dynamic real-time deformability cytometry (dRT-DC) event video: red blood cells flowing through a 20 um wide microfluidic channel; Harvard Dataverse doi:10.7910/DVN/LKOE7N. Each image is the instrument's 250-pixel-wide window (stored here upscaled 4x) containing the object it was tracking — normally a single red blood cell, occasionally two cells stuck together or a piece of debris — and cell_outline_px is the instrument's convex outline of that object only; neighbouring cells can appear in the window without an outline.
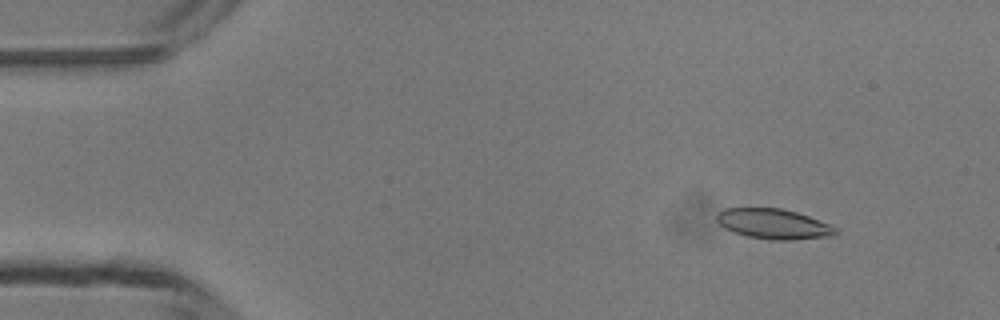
{"species": "common noctule bat (a hibernating species)", "species_latin": "Nyctalus noctula", "temperature_condition": "room temperature", "stored_images_in_passage": 38, "camera_frame_rate_fps": 3000, "um_per_image_px": 0.085, "animal": {"sex": "male", "body_mass_g": 13.3}, "frame": {"image": 1, "passage_image": 5, "time_ms": 1.333, "image_size_px": [1000, 320], "cell_outline_px": [[840, 232], [836, 236], [792, 240], [768, 240], [748, 236], [732, 232], [724, 228], [716, 220], [716, 216], [724, 208], [780, 208], [796, 212], [832, 224], [840, 228]], "centroid_in_image_um": [65.83, 19.05], "position_along_channel_um": 19.2, "area_um2": 21.27}}
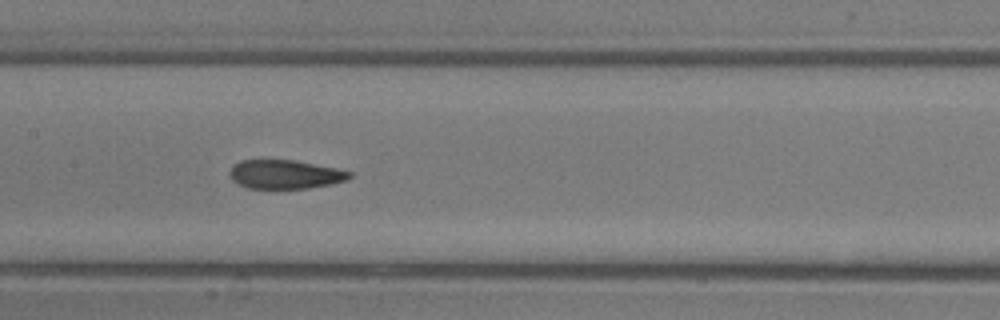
{"frame": {"image": 2, "passage_image": 23, "time_ms": 7.333, "image_size_px": [1000, 320], "cell_outline_px": [[352, 176], [348, 180], [332, 184], [308, 188], [248, 188], [236, 184], [228, 176], [228, 172], [232, 164], [240, 160], [296, 160], [336, 168], [352, 172]], "centroid_in_image_um": [24.2, 14.81], "position_along_channel_um": 183.2, "area_um2": 20.46}}
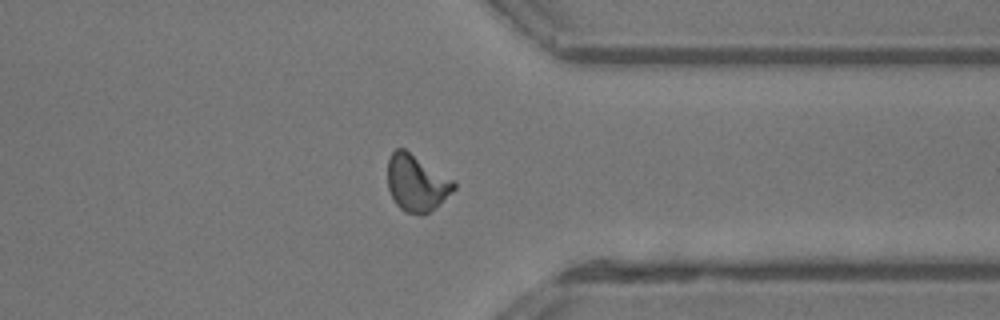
{"frame": {"image": 3, "passage_image": 37, "time_ms": 12.0, "image_size_px": [1000, 320], "cell_outline_px": [[456, 188], [452, 192], [428, 212], [420, 216], [404, 212], [396, 204], [388, 188], [388, 160], [392, 152], [396, 148], [404, 148], [456, 180]], "centroid_in_image_um": [35.42, 15.54], "position_along_channel_um": 376.0, "area_um2": 21.96}, "authors_computed_cell_mechanics": {"area_um2": 21.1837, "velocity_mm_per_s": 4.2584, "shape_relaxation_time_tau1_ms": 4.6789, "shape_relaxation_time_tau2_ms": 1.5438, "deformation_change_tau1": 0.1595, "deformation_change_tau2": 0.0678}}